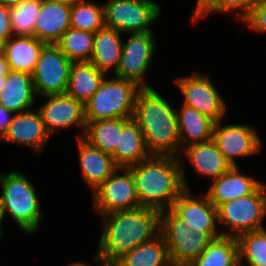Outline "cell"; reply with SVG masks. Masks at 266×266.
<instances>
[{
  "mask_svg": "<svg viewBox=\"0 0 266 266\" xmlns=\"http://www.w3.org/2000/svg\"><path fill=\"white\" fill-rule=\"evenodd\" d=\"M30 74L10 71L0 91V105L15 113L32 110L37 97Z\"/></svg>",
  "mask_w": 266,
  "mask_h": 266,
  "instance_id": "ffe728a7",
  "label": "cell"
},
{
  "mask_svg": "<svg viewBox=\"0 0 266 266\" xmlns=\"http://www.w3.org/2000/svg\"><path fill=\"white\" fill-rule=\"evenodd\" d=\"M67 266H90L89 264H86L84 262H74V263H70L69 265Z\"/></svg>",
  "mask_w": 266,
  "mask_h": 266,
  "instance_id": "7bdbcfd3",
  "label": "cell"
},
{
  "mask_svg": "<svg viewBox=\"0 0 266 266\" xmlns=\"http://www.w3.org/2000/svg\"><path fill=\"white\" fill-rule=\"evenodd\" d=\"M70 27L97 32L105 27L104 5L80 0L71 6Z\"/></svg>",
  "mask_w": 266,
  "mask_h": 266,
  "instance_id": "4dcf8cb0",
  "label": "cell"
},
{
  "mask_svg": "<svg viewBox=\"0 0 266 266\" xmlns=\"http://www.w3.org/2000/svg\"><path fill=\"white\" fill-rule=\"evenodd\" d=\"M72 63L57 44H45L31 74L35 94L41 97L65 94Z\"/></svg>",
  "mask_w": 266,
  "mask_h": 266,
  "instance_id": "9c48e42d",
  "label": "cell"
},
{
  "mask_svg": "<svg viewBox=\"0 0 266 266\" xmlns=\"http://www.w3.org/2000/svg\"><path fill=\"white\" fill-rule=\"evenodd\" d=\"M2 221H3V218H2V215H1V213H0V237L3 236V232H2V230H1V228H2Z\"/></svg>",
  "mask_w": 266,
  "mask_h": 266,
  "instance_id": "f6af8a7d",
  "label": "cell"
},
{
  "mask_svg": "<svg viewBox=\"0 0 266 266\" xmlns=\"http://www.w3.org/2000/svg\"><path fill=\"white\" fill-rule=\"evenodd\" d=\"M114 266H171L168 247L161 233L122 255Z\"/></svg>",
  "mask_w": 266,
  "mask_h": 266,
  "instance_id": "4316f807",
  "label": "cell"
},
{
  "mask_svg": "<svg viewBox=\"0 0 266 266\" xmlns=\"http://www.w3.org/2000/svg\"><path fill=\"white\" fill-rule=\"evenodd\" d=\"M13 116V112L6 110L2 105H0V139L7 131Z\"/></svg>",
  "mask_w": 266,
  "mask_h": 266,
  "instance_id": "8d00e7d4",
  "label": "cell"
},
{
  "mask_svg": "<svg viewBox=\"0 0 266 266\" xmlns=\"http://www.w3.org/2000/svg\"><path fill=\"white\" fill-rule=\"evenodd\" d=\"M132 119L142 130L151 155L180 156L176 109L153 87L138 93Z\"/></svg>",
  "mask_w": 266,
  "mask_h": 266,
  "instance_id": "3957f363",
  "label": "cell"
},
{
  "mask_svg": "<svg viewBox=\"0 0 266 266\" xmlns=\"http://www.w3.org/2000/svg\"><path fill=\"white\" fill-rule=\"evenodd\" d=\"M49 1L57 2V3L64 4L67 6H73L75 3H77L80 0H49Z\"/></svg>",
  "mask_w": 266,
  "mask_h": 266,
  "instance_id": "b9f144b4",
  "label": "cell"
},
{
  "mask_svg": "<svg viewBox=\"0 0 266 266\" xmlns=\"http://www.w3.org/2000/svg\"><path fill=\"white\" fill-rule=\"evenodd\" d=\"M40 7L41 0H24L20 5L10 8V25L13 36H34Z\"/></svg>",
  "mask_w": 266,
  "mask_h": 266,
  "instance_id": "d6a6232c",
  "label": "cell"
},
{
  "mask_svg": "<svg viewBox=\"0 0 266 266\" xmlns=\"http://www.w3.org/2000/svg\"><path fill=\"white\" fill-rule=\"evenodd\" d=\"M160 233L168 247L172 265L188 266L213 240L207 233L192 231L170 209L160 213Z\"/></svg>",
  "mask_w": 266,
  "mask_h": 266,
  "instance_id": "52a82bcc",
  "label": "cell"
},
{
  "mask_svg": "<svg viewBox=\"0 0 266 266\" xmlns=\"http://www.w3.org/2000/svg\"><path fill=\"white\" fill-rule=\"evenodd\" d=\"M12 36L10 8L0 4V42L5 43Z\"/></svg>",
  "mask_w": 266,
  "mask_h": 266,
  "instance_id": "d590c367",
  "label": "cell"
},
{
  "mask_svg": "<svg viewBox=\"0 0 266 266\" xmlns=\"http://www.w3.org/2000/svg\"><path fill=\"white\" fill-rule=\"evenodd\" d=\"M130 119H105L86 122L83 139L103 152L112 154L118 143L122 127Z\"/></svg>",
  "mask_w": 266,
  "mask_h": 266,
  "instance_id": "83f0119b",
  "label": "cell"
},
{
  "mask_svg": "<svg viewBox=\"0 0 266 266\" xmlns=\"http://www.w3.org/2000/svg\"><path fill=\"white\" fill-rule=\"evenodd\" d=\"M218 223L226 229L222 236L239 235L263 228L266 216V184L263 182L252 194L220 204L217 207Z\"/></svg>",
  "mask_w": 266,
  "mask_h": 266,
  "instance_id": "8992f818",
  "label": "cell"
},
{
  "mask_svg": "<svg viewBox=\"0 0 266 266\" xmlns=\"http://www.w3.org/2000/svg\"><path fill=\"white\" fill-rule=\"evenodd\" d=\"M11 71L8 60L5 55L0 56V75H7Z\"/></svg>",
  "mask_w": 266,
  "mask_h": 266,
  "instance_id": "f35d334b",
  "label": "cell"
},
{
  "mask_svg": "<svg viewBox=\"0 0 266 266\" xmlns=\"http://www.w3.org/2000/svg\"><path fill=\"white\" fill-rule=\"evenodd\" d=\"M184 97L183 105L194 108L215 122L224 119L226 104L221 94L206 75L194 72L175 79Z\"/></svg>",
  "mask_w": 266,
  "mask_h": 266,
  "instance_id": "7c38bea8",
  "label": "cell"
},
{
  "mask_svg": "<svg viewBox=\"0 0 266 266\" xmlns=\"http://www.w3.org/2000/svg\"><path fill=\"white\" fill-rule=\"evenodd\" d=\"M70 15L71 6L41 0L34 37L45 44H57L64 32L70 28Z\"/></svg>",
  "mask_w": 266,
  "mask_h": 266,
  "instance_id": "d6986e66",
  "label": "cell"
},
{
  "mask_svg": "<svg viewBox=\"0 0 266 266\" xmlns=\"http://www.w3.org/2000/svg\"><path fill=\"white\" fill-rule=\"evenodd\" d=\"M76 142L82 178L93 192L118 166L114 163L111 154L90 145L83 138H77Z\"/></svg>",
  "mask_w": 266,
  "mask_h": 266,
  "instance_id": "ac0fdd59",
  "label": "cell"
},
{
  "mask_svg": "<svg viewBox=\"0 0 266 266\" xmlns=\"http://www.w3.org/2000/svg\"><path fill=\"white\" fill-rule=\"evenodd\" d=\"M45 43L34 36H12L4 43V51L12 71L32 74Z\"/></svg>",
  "mask_w": 266,
  "mask_h": 266,
  "instance_id": "cb8c5ba5",
  "label": "cell"
},
{
  "mask_svg": "<svg viewBox=\"0 0 266 266\" xmlns=\"http://www.w3.org/2000/svg\"><path fill=\"white\" fill-rule=\"evenodd\" d=\"M236 19L238 20V0H211L199 13L196 17L192 19L194 25L200 21V19L205 18L208 14L214 13H230L234 12Z\"/></svg>",
  "mask_w": 266,
  "mask_h": 266,
  "instance_id": "836d02e7",
  "label": "cell"
},
{
  "mask_svg": "<svg viewBox=\"0 0 266 266\" xmlns=\"http://www.w3.org/2000/svg\"><path fill=\"white\" fill-rule=\"evenodd\" d=\"M162 12L153 0H108L104 3L105 27L123 35L152 31L150 28Z\"/></svg>",
  "mask_w": 266,
  "mask_h": 266,
  "instance_id": "ba28073f",
  "label": "cell"
},
{
  "mask_svg": "<svg viewBox=\"0 0 266 266\" xmlns=\"http://www.w3.org/2000/svg\"><path fill=\"white\" fill-rule=\"evenodd\" d=\"M161 211L137 207L102 216V233L94 257L100 266L112 265L125 253L160 233Z\"/></svg>",
  "mask_w": 266,
  "mask_h": 266,
  "instance_id": "6da1fadb",
  "label": "cell"
},
{
  "mask_svg": "<svg viewBox=\"0 0 266 266\" xmlns=\"http://www.w3.org/2000/svg\"><path fill=\"white\" fill-rule=\"evenodd\" d=\"M181 158L172 155H151L128 167L134 177L140 205L163 211L190 189Z\"/></svg>",
  "mask_w": 266,
  "mask_h": 266,
  "instance_id": "7a4b0ae2",
  "label": "cell"
},
{
  "mask_svg": "<svg viewBox=\"0 0 266 266\" xmlns=\"http://www.w3.org/2000/svg\"><path fill=\"white\" fill-rule=\"evenodd\" d=\"M215 122L212 140L232 167H238L236 157H249L261 151L262 141L255 129L246 124L222 125Z\"/></svg>",
  "mask_w": 266,
  "mask_h": 266,
  "instance_id": "4fadbf2b",
  "label": "cell"
},
{
  "mask_svg": "<svg viewBox=\"0 0 266 266\" xmlns=\"http://www.w3.org/2000/svg\"><path fill=\"white\" fill-rule=\"evenodd\" d=\"M6 81V75H0V91L2 89V86L4 85Z\"/></svg>",
  "mask_w": 266,
  "mask_h": 266,
  "instance_id": "ee69618b",
  "label": "cell"
},
{
  "mask_svg": "<svg viewBox=\"0 0 266 266\" xmlns=\"http://www.w3.org/2000/svg\"><path fill=\"white\" fill-rule=\"evenodd\" d=\"M95 33L74 28L67 29L57 43L61 52L72 62L90 61Z\"/></svg>",
  "mask_w": 266,
  "mask_h": 266,
  "instance_id": "f546056e",
  "label": "cell"
},
{
  "mask_svg": "<svg viewBox=\"0 0 266 266\" xmlns=\"http://www.w3.org/2000/svg\"><path fill=\"white\" fill-rule=\"evenodd\" d=\"M239 263L245 266H266V229L246 232L237 237Z\"/></svg>",
  "mask_w": 266,
  "mask_h": 266,
  "instance_id": "1f68e13d",
  "label": "cell"
},
{
  "mask_svg": "<svg viewBox=\"0 0 266 266\" xmlns=\"http://www.w3.org/2000/svg\"><path fill=\"white\" fill-rule=\"evenodd\" d=\"M182 151L186 154L196 173L202 177H208L210 180L219 178L232 168L212 139L207 142L189 145Z\"/></svg>",
  "mask_w": 266,
  "mask_h": 266,
  "instance_id": "7402d4cb",
  "label": "cell"
},
{
  "mask_svg": "<svg viewBox=\"0 0 266 266\" xmlns=\"http://www.w3.org/2000/svg\"><path fill=\"white\" fill-rule=\"evenodd\" d=\"M50 137L39 111L28 110L14 114L0 141L25 145L41 154Z\"/></svg>",
  "mask_w": 266,
  "mask_h": 266,
  "instance_id": "2e32d148",
  "label": "cell"
},
{
  "mask_svg": "<svg viewBox=\"0 0 266 266\" xmlns=\"http://www.w3.org/2000/svg\"><path fill=\"white\" fill-rule=\"evenodd\" d=\"M239 249L236 237L221 236L211 241L188 266H237Z\"/></svg>",
  "mask_w": 266,
  "mask_h": 266,
  "instance_id": "f1b7e54d",
  "label": "cell"
},
{
  "mask_svg": "<svg viewBox=\"0 0 266 266\" xmlns=\"http://www.w3.org/2000/svg\"><path fill=\"white\" fill-rule=\"evenodd\" d=\"M24 0H0V4L8 8L20 5Z\"/></svg>",
  "mask_w": 266,
  "mask_h": 266,
  "instance_id": "60d3db41",
  "label": "cell"
},
{
  "mask_svg": "<svg viewBox=\"0 0 266 266\" xmlns=\"http://www.w3.org/2000/svg\"><path fill=\"white\" fill-rule=\"evenodd\" d=\"M257 1L258 0H238V20L241 19L242 21Z\"/></svg>",
  "mask_w": 266,
  "mask_h": 266,
  "instance_id": "74e56055",
  "label": "cell"
},
{
  "mask_svg": "<svg viewBox=\"0 0 266 266\" xmlns=\"http://www.w3.org/2000/svg\"><path fill=\"white\" fill-rule=\"evenodd\" d=\"M44 104L36 110L41 114L47 132L52 136L60 129L72 128L77 126L82 128V133L77 138L84 135L86 121L84 105L76 101L67 94L44 96Z\"/></svg>",
  "mask_w": 266,
  "mask_h": 266,
  "instance_id": "9a60e30c",
  "label": "cell"
},
{
  "mask_svg": "<svg viewBox=\"0 0 266 266\" xmlns=\"http://www.w3.org/2000/svg\"><path fill=\"white\" fill-rule=\"evenodd\" d=\"M210 182L211 186L205 194L216 208L224 202L252 194L263 183L250 175L241 173L239 167H232Z\"/></svg>",
  "mask_w": 266,
  "mask_h": 266,
  "instance_id": "e0dca14e",
  "label": "cell"
},
{
  "mask_svg": "<svg viewBox=\"0 0 266 266\" xmlns=\"http://www.w3.org/2000/svg\"><path fill=\"white\" fill-rule=\"evenodd\" d=\"M115 29L104 27L95 32L94 49L90 62L107 74L110 69L117 71L122 55L123 40Z\"/></svg>",
  "mask_w": 266,
  "mask_h": 266,
  "instance_id": "484cf974",
  "label": "cell"
},
{
  "mask_svg": "<svg viewBox=\"0 0 266 266\" xmlns=\"http://www.w3.org/2000/svg\"><path fill=\"white\" fill-rule=\"evenodd\" d=\"M211 0H197L196 6L192 13L191 20L198 15V13L210 2Z\"/></svg>",
  "mask_w": 266,
  "mask_h": 266,
  "instance_id": "ab89813d",
  "label": "cell"
},
{
  "mask_svg": "<svg viewBox=\"0 0 266 266\" xmlns=\"http://www.w3.org/2000/svg\"><path fill=\"white\" fill-rule=\"evenodd\" d=\"M191 189H186L172 204L170 210L181 220L185 221L192 231L207 233L213 240L221 237L217 231V208L204 194L199 198L193 196Z\"/></svg>",
  "mask_w": 266,
  "mask_h": 266,
  "instance_id": "5bb4252c",
  "label": "cell"
},
{
  "mask_svg": "<svg viewBox=\"0 0 266 266\" xmlns=\"http://www.w3.org/2000/svg\"><path fill=\"white\" fill-rule=\"evenodd\" d=\"M150 156L151 153L147 150L142 130L133 119H130L122 127L116 149L111 154L114 163L119 168H128Z\"/></svg>",
  "mask_w": 266,
  "mask_h": 266,
  "instance_id": "44dd1931",
  "label": "cell"
},
{
  "mask_svg": "<svg viewBox=\"0 0 266 266\" xmlns=\"http://www.w3.org/2000/svg\"><path fill=\"white\" fill-rule=\"evenodd\" d=\"M0 213L4 219L7 214L25 234H35L43 218L41 204L34 184L24 173L11 171L0 174Z\"/></svg>",
  "mask_w": 266,
  "mask_h": 266,
  "instance_id": "277c9868",
  "label": "cell"
},
{
  "mask_svg": "<svg viewBox=\"0 0 266 266\" xmlns=\"http://www.w3.org/2000/svg\"><path fill=\"white\" fill-rule=\"evenodd\" d=\"M4 51V43L0 42V56L3 54Z\"/></svg>",
  "mask_w": 266,
  "mask_h": 266,
  "instance_id": "bcb514c9",
  "label": "cell"
},
{
  "mask_svg": "<svg viewBox=\"0 0 266 266\" xmlns=\"http://www.w3.org/2000/svg\"><path fill=\"white\" fill-rule=\"evenodd\" d=\"M106 77L103 78L92 98L84 105L85 121L132 119L136 98L142 87L117 76L111 79Z\"/></svg>",
  "mask_w": 266,
  "mask_h": 266,
  "instance_id": "5b68a950",
  "label": "cell"
},
{
  "mask_svg": "<svg viewBox=\"0 0 266 266\" xmlns=\"http://www.w3.org/2000/svg\"><path fill=\"white\" fill-rule=\"evenodd\" d=\"M181 150L212 139L215 121L198 110L181 105L176 109Z\"/></svg>",
  "mask_w": 266,
  "mask_h": 266,
  "instance_id": "603a6c76",
  "label": "cell"
},
{
  "mask_svg": "<svg viewBox=\"0 0 266 266\" xmlns=\"http://www.w3.org/2000/svg\"><path fill=\"white\" fill-rule=\"evenodd\" d=\"M243 22L249 26L250 29L266 33V0H258L250 9L248 15L243 19Z\"/></svg>",
  "mask_w": 266,
  "mask_h": 266,
  "instance_id": "e575fe53",
  "label": "cell"
},
{
  "mask_svg": "<svg viewBox=\"0 0 266 266\" xmlns=\"http://www.w3.org/2000/svg\"><path fill=\"white\" fill-rule=\"evenodd\" d=\"M105 76L90 61L73 62L65 94L85 105L98 90Z\"/></svg>",
  "mask_w": 266,
  "mask_h": 266,
  "instance_id": "d4e9b609",
  "label": "cell"
},
{
  "mask_svg": "<svg viewBox=\"0 0 266 266\" xmlns=\"http://www.w3.org/2000/svg\"><path fill=\"white\" fill-rule=\"evenodd\" d=\"M129 35L126 43H123L122 55L114 76L133 81L142 88H151L144 82V78L156 50L155 35L152 31Z\"/></svg>",
  "mask_w": 266,
  "mask_h": 266,
  "instance_id": "8fae6325",
  "label": "cell"
},
{
  "mask_svg": "<svg viewBox=\"0 0 266 266\" xmlns=\"http://www.w3.org/2000/svg\"><path fill=\"white\" fill-rule=\"evenodd\" d=\"M92 194L94 209L101 216L141 206L133 173L126 167H118Z\"/></svg>",
  "mask_w": 266,
  "mask_h": 266,
  "instance_id": "30bf717a",
  "label": "cell"
}]
</instances>
